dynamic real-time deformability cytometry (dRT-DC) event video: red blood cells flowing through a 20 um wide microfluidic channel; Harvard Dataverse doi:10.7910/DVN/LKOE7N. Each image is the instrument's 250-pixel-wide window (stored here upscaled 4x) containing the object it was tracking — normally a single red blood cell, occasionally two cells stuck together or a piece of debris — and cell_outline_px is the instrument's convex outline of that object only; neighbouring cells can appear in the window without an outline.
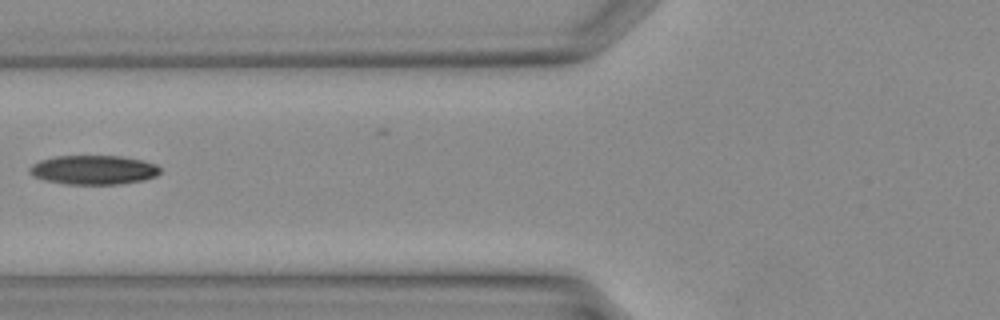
{"species": "Egyptian fruit bat (a non-hibernating species)", "species_latin": "Rousettus aegyptiacus", "temperature_condition": "warm", "stored_images_in_passage": 24, "camera_frame_rate_fps": 3000, "um_per_image_px": 0.085, "animal": {"sex": "female"}, "frame": {"image": 1, "passage_image": 2, "time_ms": 0.333, "image_size_px": [1000, 320], "cell_outline_px": [[160, 172], [156, 176], [144, 180], [120, 184], [64, 184], [44, 180], [32, 176], [28, 172], [28, 168], [32, 164], [40, 160], [56, 156], [120, 156], [144, 160], [156, 164], [160, 168]], "centroid_in_image_um": [7.93, 14.44], "position_along_channel_um": 117.9, "area_um2": 22.43}}
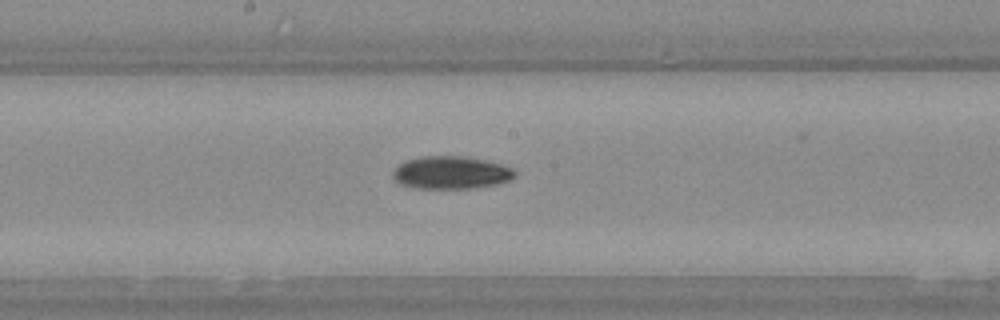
{"frame": {"image": 2, "passage_image": 7, "time_ms": 2.0, "image_size_px": [1000, 320], "cell_outline_px": [[516, 176], [508, 180], [496, 184], [472, 188], [420, 188], [400, 184], [392, 176], [392, 172], [400, 164], [408, 160], [420, 156], [464, 156], [484, 160], [500, 164], [512, 168], [516, 172]], "centroid_in_image_um": [38.34, 14.67], "position_along_channel_um": 209.9, "area_um2": 23.0}}
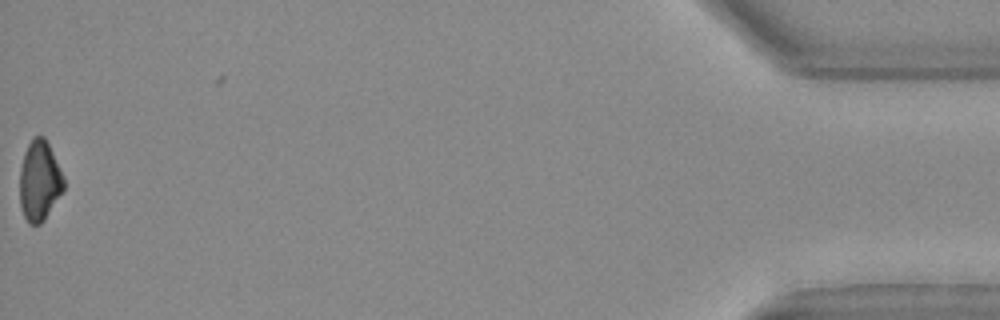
{"frame": {"image": 3, "passage_image": 24, "time_ms": 7.667, "image_size_px": [1000, 320], "cell_outline_px": [[64, 188], [44, 220], [40, 224], [28, 224], [20, 208], [20, 168], [24, 152], [32, 136], [44, 136], [64, 176]], "centroid_in_image_um": [3.34, 15.37], "position_along_channel_um": 431.9, "area_um2": 20.52}}